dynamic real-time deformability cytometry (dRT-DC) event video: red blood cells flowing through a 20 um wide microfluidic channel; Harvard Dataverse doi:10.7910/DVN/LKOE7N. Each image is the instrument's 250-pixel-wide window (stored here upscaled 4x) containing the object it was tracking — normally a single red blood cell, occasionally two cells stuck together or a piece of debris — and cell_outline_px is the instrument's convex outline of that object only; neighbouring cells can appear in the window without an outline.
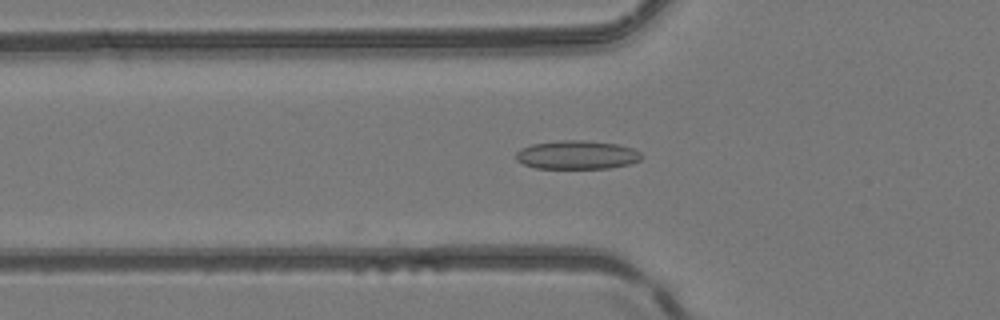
{"species": "common noctule bat (a hibernating species)", "species_latin": "Nyctalus noctula", "temperature_condition": "room temperature", "stored_images_in_passage": 10, "camera_frame_rate_fps": 3000, "um_per_image_px": 0.085, "animal": {"sex": "female", "body_mass_g": 24.6, "forearm_length_mm": 56.2}, "frame": {"image": 1, "passage_image": 10, "time_ms": 3.0, "image_size_px": [1000, 320], "cell_outline_px": [[640, 160], [628, 164], [608, 168], [536, 168], [524, 164], [516, 160], [516, 152], [520, 148], [532, 144], [564, 140], [584, 140], [616, 144], [632, 148], [640, 152]], "centroid_in_image_um": [49.0, 13.16], "position_along_channel_um": 76.8, "area_um2": 20.75}}